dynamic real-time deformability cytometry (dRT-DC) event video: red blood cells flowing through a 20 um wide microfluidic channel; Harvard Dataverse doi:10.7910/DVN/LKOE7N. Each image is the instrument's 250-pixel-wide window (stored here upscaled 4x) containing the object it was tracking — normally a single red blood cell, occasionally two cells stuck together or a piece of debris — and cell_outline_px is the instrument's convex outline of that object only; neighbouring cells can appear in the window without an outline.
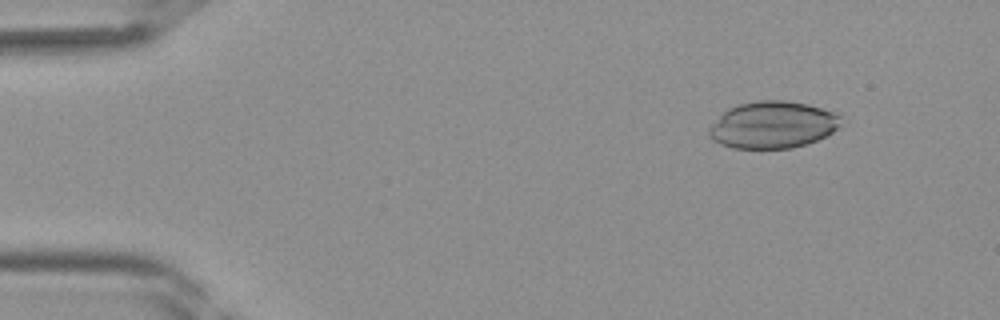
{"species": "Egyptian fruit bat (a non-hibernating species)", "species_latin": "Rousettus aegyptiacus", "temperature_condition": "room temperature", "stored_images_in_passage": 40, "camera_frame_rate_fps": 3000, "um_per_image_px": 0.085, "frame": {"image": 1, "passage_image": 5, "time_ms": 1.333, "image_size_px": [1000, 320], "cell_outline_px": [[844, 124], [832, 132], [816, 140], [792, 148], [732, 148], [720, 144], [712, 140], [708, 136], [708, 128], [728, 108], [740, 104], [760, 100], [784, 100], [808, 104], [832, 112], [840, 116]], "centroid_in_image_um": [65.67, 10.61], "position_along_channel_um": 19.3, "area_um2": 36.01}}
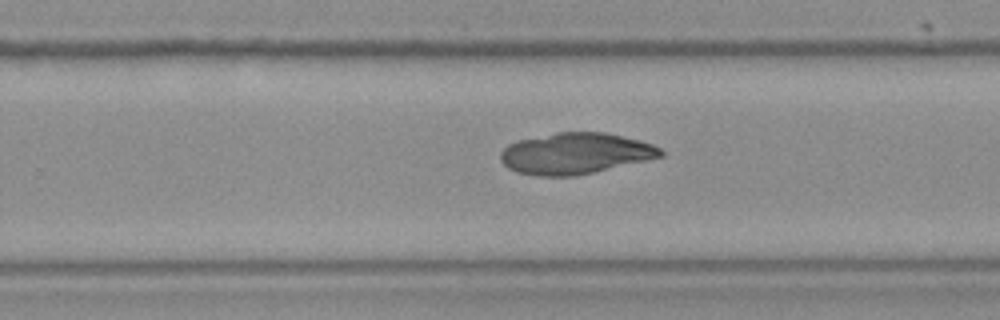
{"frame": {"image": 2, "passage_image": 26, "time_ms": 8.333, "image_size_px": [1000, 320], "cell_outline_px": [[664, 156], [648, 160], [576, 176], [540, 176], [516, 172], [508, 168], [500, 160], [500, 152], [508, 144], [520, 140], [556, 132], [604, 132], [640, 140], [652, 144], [660, 148], [664, 152]], "centroid_in_image_um": [48.91, 13.05], "position_along_channel_um": 280.9, "area_um2": 38.44}}
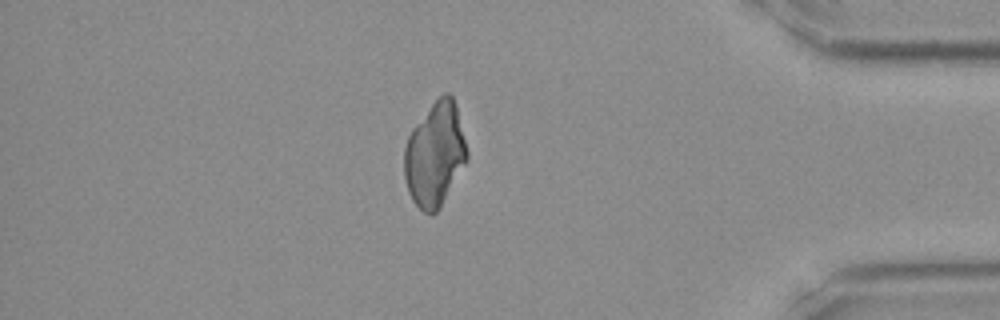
{"frame": {"image": 3, "passage_image": 35, "time_ms": 11.333, "image_size_px": [1000, 320], "cell_outline_px": [[468, 160], [440, 208], [436, 212], [424, 212], [412, 200], [408, 192], [404, 176], [404, 148], [408, 136], [412, 128], [432, 104], [444, 92], [448, 92], [452, 96], [456, 108], [468, 152]], "centroid_in_image_um": [36.96, 13.15], "position_along_channel_um": 398.2, "area_um2": 37.74}}